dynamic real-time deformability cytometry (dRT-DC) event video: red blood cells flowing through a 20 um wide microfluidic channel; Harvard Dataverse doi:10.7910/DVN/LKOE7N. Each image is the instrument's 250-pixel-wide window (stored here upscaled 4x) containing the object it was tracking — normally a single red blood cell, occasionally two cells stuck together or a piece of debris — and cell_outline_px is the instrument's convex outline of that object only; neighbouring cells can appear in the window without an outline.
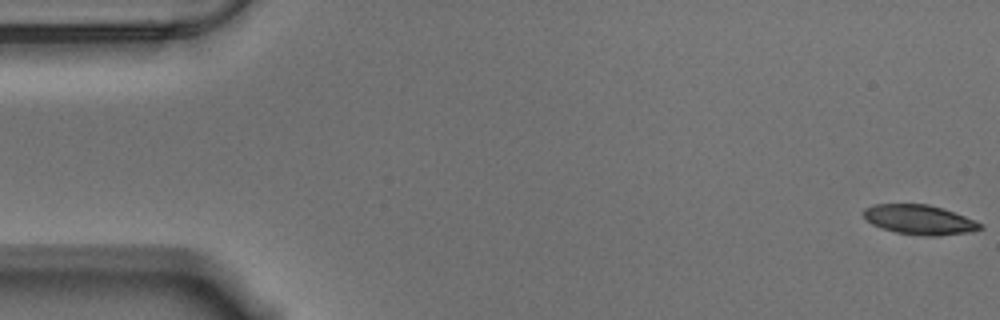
{"species": "Egyptian fruit bat (a non-hibernating species)", "species_latin": "Rousettus aegyptiacus", "temperature_condition": "warm", "stored_images_in_passage": 58, "camera_frame_rate_fps": 3000, "um_per_image_px": 0.085, "animal": {"sex": "male"}, "frame": {"image": 1, "passage_image": 1, "time_ms": 0.0, "image_size_px": [1000, 320], "cell_outline_px": [[984, 228], [968, 232], [932, 236], [924, 236], [896, 232], [880, 228], [872, 224], [864, 216], [864, 208], [872, 204], [928, 204], [944, 208], [984, 224]], "centroid_in_image_um": [78.16, 18.66], "position_along_channel_um": 6.8, "area_um2": 20.11}}
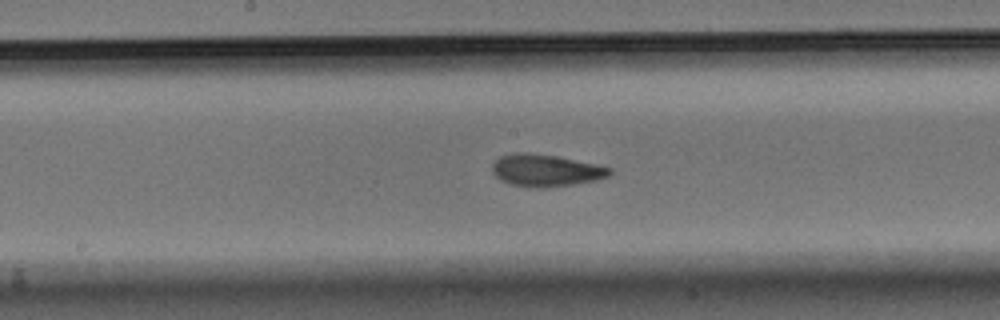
{"frame": {"image": 2, "passage_image": 29, "time_ms": 9.333, "image_size_px": [1000, 320], "cell_outline_px": [[612, 172], [608, 176], [596, 180], [572, 184], [544, 188], [536, 188], [512, 184], [500, 180], [492, 172], [492, 164], [500, 156], [512, 152], [528, 152], [556, 156], [612, 168]], "centroid_in_image_um": [46.35, 14.48], "position_along_channel_um": 201.9, "area_um2": 21.85}}
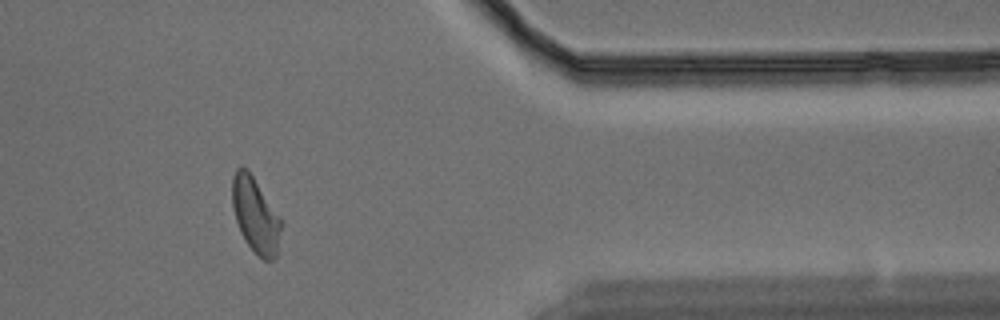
{"frame": {"image": 3, "passage_image": 47, "time_ms": 15.333, "image_size_px": [1000, 320], "cell_outline_px": [[280, 228], [276, 256], [272, 260], [264, 260], [256, 256], [240, 232], [236, 220], [232, 204], [232, 176], [236, 168], [248, 168], [280, 216]], "centroid_in_image_um": [21.69, 18.27], "position_along_channel_um": 389.7, "area_um2": 21.33}, "authors_computed_cell_mechanics": {"area_um2": 21.2704, "velocity_mm_per_s": 3.5169, "shape_relaxation_time_tau1_ms": 5.9587, "shape_relaxation_time_tau2_ms": 2.0544, "deformation_change_tau1": 0.1822, "deformation_change_tau2": 0.0839}}